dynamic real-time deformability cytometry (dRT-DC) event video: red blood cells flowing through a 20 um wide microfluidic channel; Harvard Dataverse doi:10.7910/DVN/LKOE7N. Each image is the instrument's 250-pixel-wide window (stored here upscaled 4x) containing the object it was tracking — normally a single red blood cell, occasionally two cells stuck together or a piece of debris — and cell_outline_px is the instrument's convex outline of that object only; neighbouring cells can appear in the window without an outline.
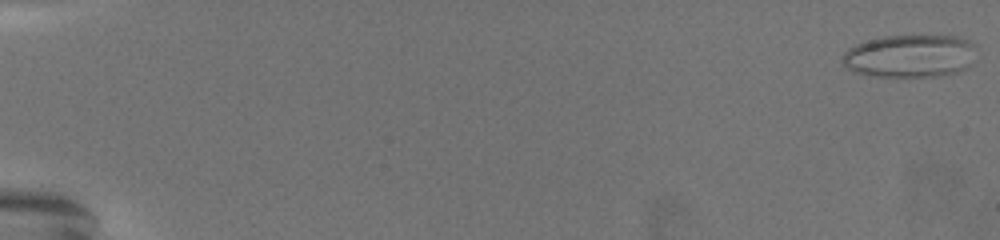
{"species": "common noctule bat (a hibernating species)", "species_latin": "Nyctalus noctula", "temperature_condition": "warm", "stored_images_in_passage": 73, "camera_frame_rate_fps": 3000, "um_per_image_px": 0.085, "animal": {"sex": "female", "body_mass_g": 19.5, "forearm_length_mm": 54.1}, "frame": {"image": 1, "passage_image": 1, "time_ms": 0.0, "image_size_px": [1000, 240], "cell_outline_px": [[976, 44], [968, 64], [960, 72], [936, 76], [876, 76], [856, 72], [848, 68], [844, 64], [844, 52], [848, 48], [856, 44], [884, 36], [960, 36]], "centroid_in_image_um": [77.35, 4.75], "position_along_channel_um": 7.6, "area_um2": 32.89}}
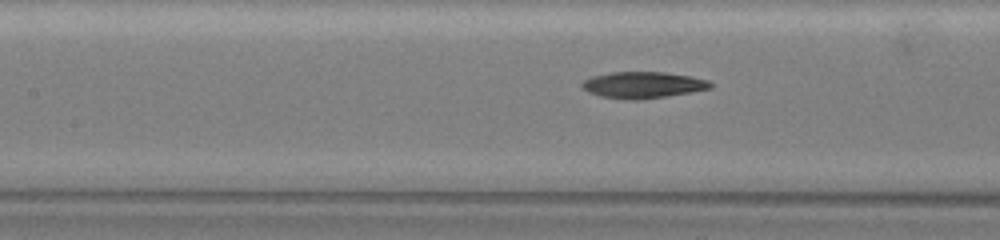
{"frame": {"image": 2, "passage_image": 36, "time_ms": 11.667, "image_size_px": [1000, 240], "cell_outline_px": [[712, 88], [640, 100], [632, 100], [600, 96], [588, 92], [580, 88], [580, 84], [584, 80], [592, 76], [612, 72], [664, 72], [688, 76], [708, 80], [712, 84]], "centroid_in_image_um": [54.58, 7.22], "position_along_channel_um": 152.8, "area_um2": 19.59}}
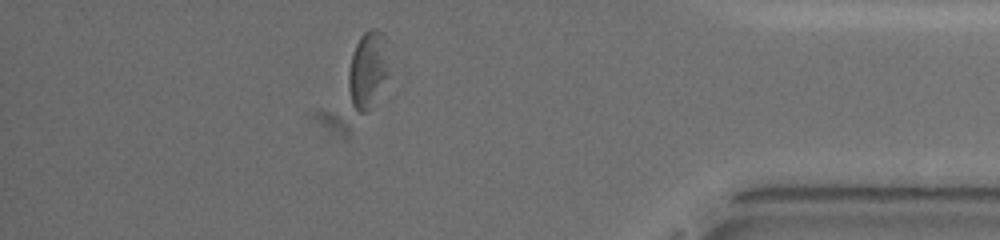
{"frame": {"image": 3, "passage_image": 64, "time_ms": 21.0, "image_size_px": [1000, 240], "cell_outline_px": [[388, 76], [372, 108], [368, 112], [360, 112], [352, 104], [348, 88], [348, 72], [352, 56], [356, 44], [360, 36], [368, 28], [376, 28], [384, 36], [388, 72]], "centroid_in_image_um": [31.25, 5.95], "position_along_channel_um": 403.9, "area_um2": 17.98}, "authors_computed_cell_mechanics": {"area_um2": 20.6346, "velocity_mm_per_s": 3.005, "shape_relaxation_time_tau1_ms": 7.8884, "shape_relaxation_time_tau2_ms": 7.6328, "deformation_change_tau1": 0.1647, "deformation_change_tau2": 0.1939}}